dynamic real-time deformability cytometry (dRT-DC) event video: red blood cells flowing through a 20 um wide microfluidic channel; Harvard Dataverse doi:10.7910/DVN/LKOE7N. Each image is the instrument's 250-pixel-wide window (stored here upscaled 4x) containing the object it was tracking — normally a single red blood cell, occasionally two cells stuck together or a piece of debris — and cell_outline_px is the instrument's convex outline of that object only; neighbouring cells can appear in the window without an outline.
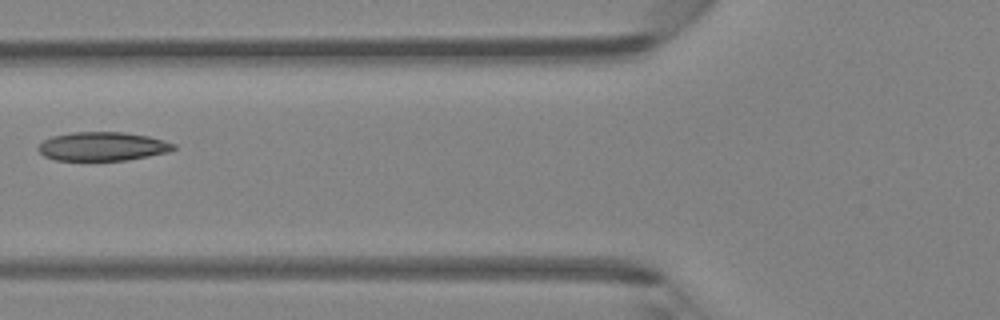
{"species": "Egyptian fruit bat (a non-hibernating species)", "species_latin": "Rousettus aegyptiacus", "temperature_condition": "room temperature", "stored_images_in_passage": 3, "camera_frame_rate_fps": 3000, "um_per_image_px": 0.085, "animal": {"sex": "female"}, "frame": {"image": 1, "passage_image": 3, "time_ms": 2.0, "image_size_px": [1000, 320], "cell_outline_px": [[176, 148], [168, 152], [128, 160], [56, 160], [44, 156], [36, 148], [44, 140], [52, 136], [72, 132], [124, 132], [148, 136], [164, 140], [176, 144]], "centroid_in_image_um": [8.72, 12.44], "position_along_channel_um": 117.1, "area_um2": 22.72}}